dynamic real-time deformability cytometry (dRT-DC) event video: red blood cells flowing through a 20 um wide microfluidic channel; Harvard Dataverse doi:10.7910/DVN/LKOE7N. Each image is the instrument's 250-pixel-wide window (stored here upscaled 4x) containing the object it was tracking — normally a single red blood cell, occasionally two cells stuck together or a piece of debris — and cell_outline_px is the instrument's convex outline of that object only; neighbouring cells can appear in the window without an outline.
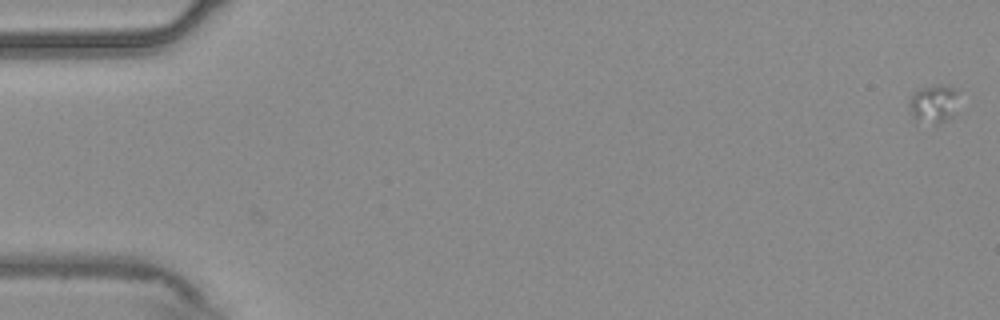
{"species": "common noctule bat (a hibernating species)", "species_latin": "Nyctalus noctula", "temperature_condition": "warm", "stored_images_in_passage": 3, "camera_frame_rate_fps": 3000, "um_per_image_px": 0.085, "animal": {"sex": "male", "body_mass_g": 20.4}, "frame": {"image": 1, "passage_image": 2, "time_ms": 0.333, "image_size_px": [1000, 320], "cell_outline_px": [[960, 88], [952, 116], [948, 120], [940, 124], [936, 124], [916, 120], [912, 116], [912, 96], [920, 88], [940, 84], [944, 84]], "centroid_in_image_um": [79.45, 8.79], "position_along_channel_um": 5.6, "area_um2": 10.87}}